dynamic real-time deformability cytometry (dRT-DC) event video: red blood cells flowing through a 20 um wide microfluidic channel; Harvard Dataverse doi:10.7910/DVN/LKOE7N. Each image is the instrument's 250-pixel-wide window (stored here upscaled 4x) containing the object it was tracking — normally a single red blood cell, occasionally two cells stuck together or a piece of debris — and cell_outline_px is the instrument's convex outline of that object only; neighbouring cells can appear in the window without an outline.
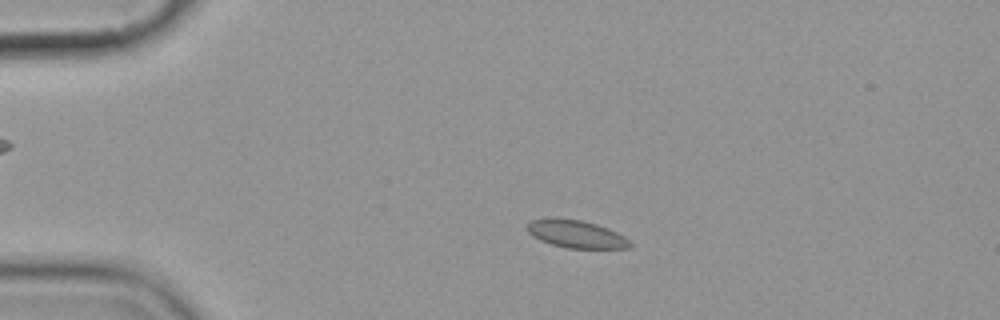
{"species": "common noctule bat (a hibernating species)", "species_latin": "Nyctalus noctula", "temperature_condition": "cold", "stored_images_in_passage": 5, "camera_frame_rate_fps": 3000, "um_per_image_px": 0.085, "animal": {"sex": "female", "body_mass_g": 19.9}, "frame": {"image": 1, "passage_image": 3, "time_ms": 2.333, "image_size_px": [1000, 320], "cell_outline_px": [[632, 244], [628, 248], [568, 248], [552, 244], [540, 240], [532, 236], [528, 232], [528, 224], [532, 220], [580, 220], [596, 224], [608, 228], [624, 236]], "centroid_in_image_um": [49.02, 19.93], "position_along_channel_um": 36.0, "area_um2": 15.9}}
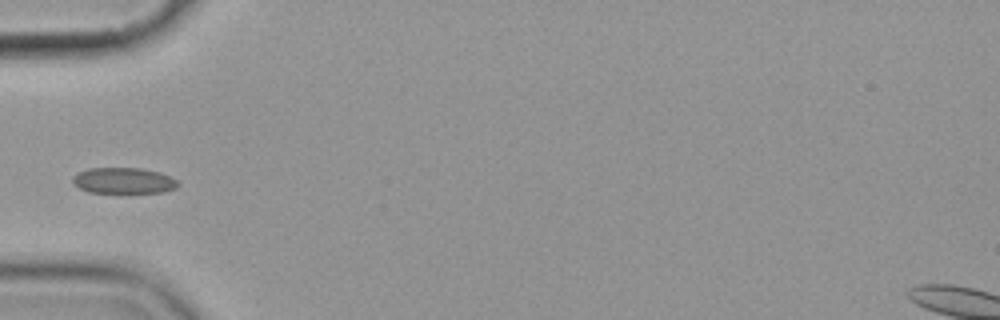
{"frame": {"image": 2, "passage_image": 5, "time_ms": 4.667, "image_size_px": [1000, 320], "cell_outline_px": [[180, 184], [176, 188], [164, 192], [120, 196], [88, 192], [72, 184], [72, 176], [88, 168], [140, 168], [160, 172], [176, 180]], "centroid_in_image_um": [10.49, 15.42], "position_along_channel_um": 74.5, "area_um2": 16.94}}